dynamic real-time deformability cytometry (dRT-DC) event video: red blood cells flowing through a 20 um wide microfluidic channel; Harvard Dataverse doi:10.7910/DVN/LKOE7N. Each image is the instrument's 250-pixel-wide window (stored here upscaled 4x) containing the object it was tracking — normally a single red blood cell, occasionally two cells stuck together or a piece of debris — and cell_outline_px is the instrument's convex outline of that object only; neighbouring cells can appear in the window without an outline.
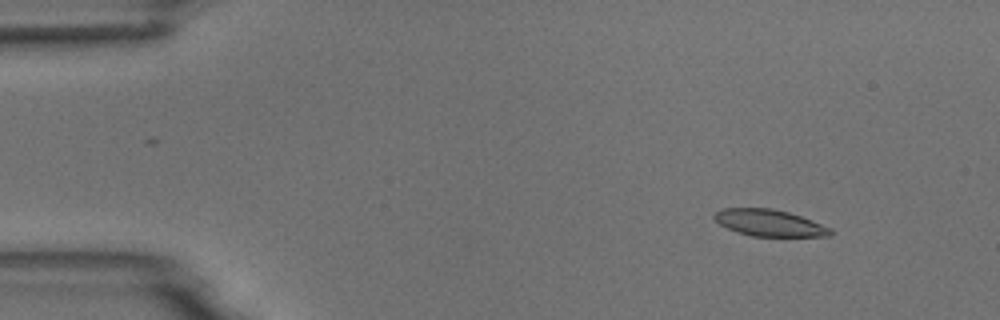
{"species": "common noctule bat (a hibernating species)", "species_latin": "Nyctalus noctula", "temperature_condition": "room temperature", "stored_images_in_passage": 5, "camera_frame_rate_fps": 3000, "um_per_image_px": 0.085, "animal": {"sex": "male", "body_mass_g": 18.8}, "frame": {"image": 1, "passage_image": 2, "time_ms": 1.333, "image_size_px": [1000, 320], "cell_outline_px": [[836, 232], [832, 236], [752, 236], [736, 232], [720, 224], [712, 216], [716, 212], [724, 208], [772, 208], [788, 212], [800, 216], [832, 228]], "centroid_in_image_um": [65.43, 18.95], "position_along_channel_um": 19.6, "area_um2": 18.03}}
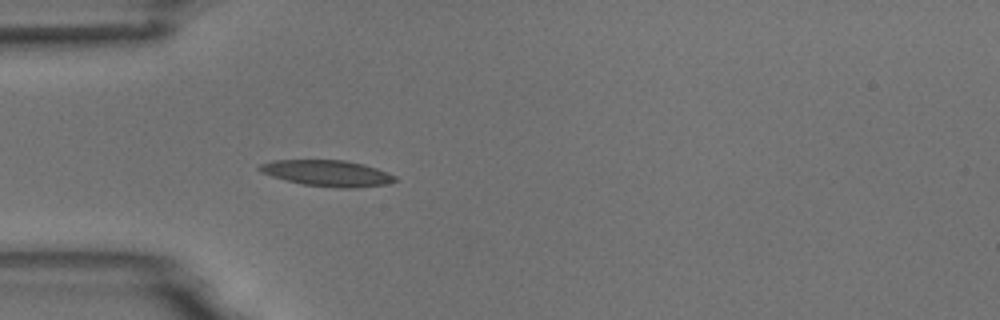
{"frame": {"image": 2, "passage_image": 5, "time_ms": 4.667, "image_size_px": [1000, 320], "cell_outline_px": [[396, 180], [388, 184], [356, 188], [336, 188], [304, 184], [272, 176], [260, 172], [256, 168], [260, 164], [272, 160], [344, 160], [364, 164], [376, 168], [396, 176]], "centroid_in_image_um": [27.82, 14.72], "position_along_channel_um": 57.2, "area_um2": 20.58}}